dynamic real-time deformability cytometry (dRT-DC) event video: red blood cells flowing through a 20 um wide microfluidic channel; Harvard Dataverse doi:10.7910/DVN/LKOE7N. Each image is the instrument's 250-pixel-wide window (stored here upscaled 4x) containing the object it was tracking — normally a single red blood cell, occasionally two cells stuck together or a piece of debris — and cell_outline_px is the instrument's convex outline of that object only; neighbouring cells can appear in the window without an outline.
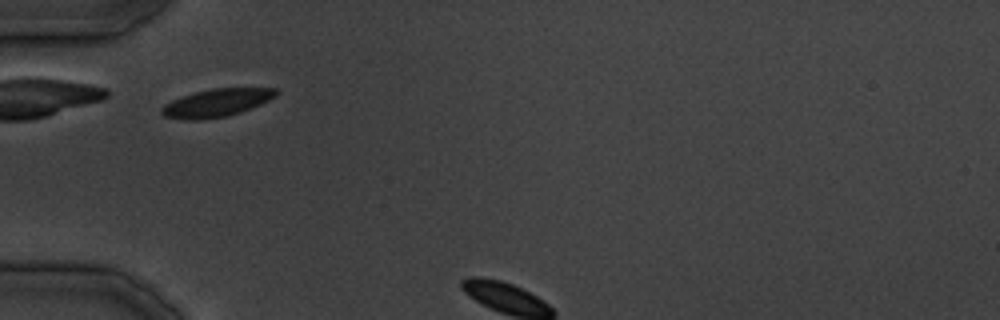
{"species": "common noctule bat (a hibernating species)", "species_latin": "Nyctalus noctula", "temperature_condition": "cold", "stored_images_in_passage": 3, "camera_frame_rate_fps": 3000, "um_per_image_px": 0.085, "animal": {"sex": "male", "body_mass_g": 19.5, "forearm_length_mm": 54.6}, "frame": {"image": 1, "passage_image": 1, "time_ms": 0.0, "image_size_px": [1000, 320], "cell_outline_px": [[280, 92], [276, 96], [260, 104], [240, 112], [228, 116], [200, 120], [188, 120], [164, 116], [160, 112], [160, 108], [164, 104], [180, 96], [212, 88], [276, 88]], "centroid_in_image_um": [18.39, 8.74], "position_along_channel_um": 66.6, "area_um2": 18.61}}